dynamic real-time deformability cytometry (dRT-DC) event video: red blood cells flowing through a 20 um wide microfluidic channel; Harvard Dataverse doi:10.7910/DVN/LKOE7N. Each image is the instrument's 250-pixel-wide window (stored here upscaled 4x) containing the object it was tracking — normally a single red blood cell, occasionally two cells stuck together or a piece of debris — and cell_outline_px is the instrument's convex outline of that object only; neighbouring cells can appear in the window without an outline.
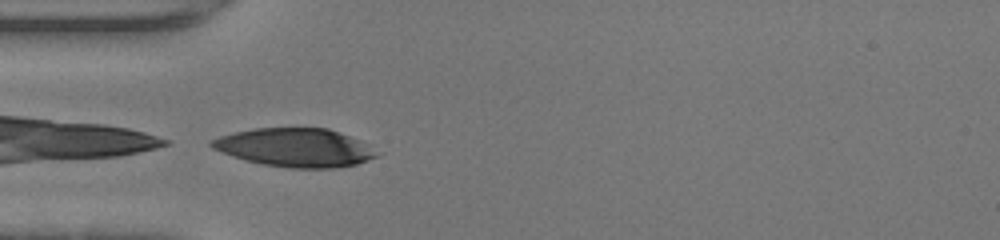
{"species": "human", "species_latin": "Homo sapiens", "temperature_condition": "warm", "stored_images_in_passage": 33, "camera_frame_rate_fps": 3000, "um_per_image_px": 0.085, "donor": {"sex": "female"}, "frame": {"image": 1, "passage_image": 1, "time_ms": 0.0, "image_size_px": [1000, 240], "cell_outline_px": [[376, 156], [368, 160], [356, 164], [336, 168], [288, 168], [260, 164], [244, 160], [232, 156], [212, 148], [208, 144], [212, 140], [220, 136], [236, 132], [256, 128], [328, 128], [360, 140]], "centroid_in_image_um": [25.01, 12.55], "position_along_channel_um": 60.0, "area_um2": 36.59}}
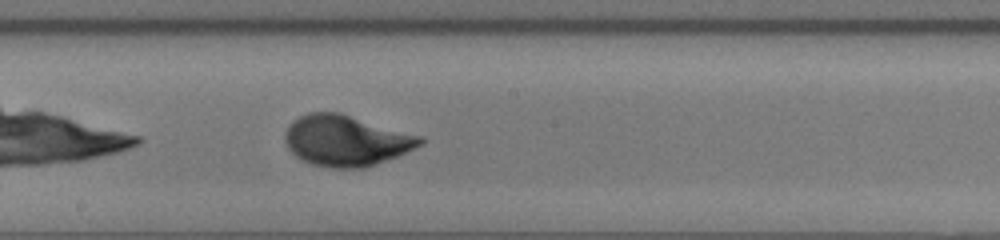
{"frame": {"image": 2, "passage_image": 12, "time_ms": 3.667, "image_size_px": [1000, 240], "cell_outline_px": [[424, 140], [420, 144], [396, 156], [376, 164], [364, 168], [328, 168], [312, 164], [296, 156], [288, 148], [284, 140], [284, 136], [288, 124], [292, 120], [308, 112], [340, 112], [424, 136]], "centroid_in_image_um": [29.39, 11.93], "position_along_channel_um": 218.8, "area_um2": 40.11}}
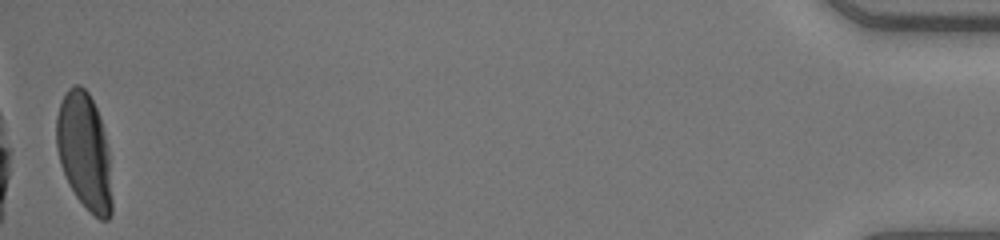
{"frame": {"image": 3, "passage_image": 33, "time_ms": 10.667, "image_size_px": [1000, 240], "cell_outline_px": [[112, 212], [108, 220], [100, 220], [76, 196], [68, 184], [60, 164], [56, 148], [56, 116], [60, 104], [68, 88], [76, 84], [80, 84], [88, 92], [100, 116], [108, 148], [112, 200]], "centroid_in_image_um": [7.17, 12.86], "position_along_channel_um": 428.0, "area_um2": 37.69}, "authors_computed_cell_mechanics": {"area_um2": 38.6104, "velocity_mm_per_s": 4.4164, "shape_relaxation_time_tau1_ms": 2.7489, "shape_relaxation_time_tau2_ms": null, "deformation_change_tau1": 0.1881, "deformation_change_tau2": null}}